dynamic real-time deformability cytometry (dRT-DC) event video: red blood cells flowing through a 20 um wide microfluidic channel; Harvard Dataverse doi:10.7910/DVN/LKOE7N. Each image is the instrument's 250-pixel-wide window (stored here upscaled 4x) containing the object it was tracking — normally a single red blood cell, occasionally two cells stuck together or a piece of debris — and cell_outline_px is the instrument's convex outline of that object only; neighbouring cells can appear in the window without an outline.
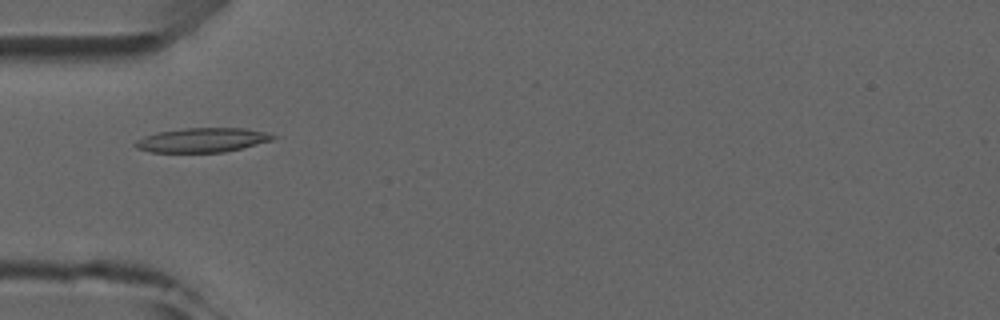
{"species": "common noctule bat (a hibernating species)", "species_latin": "Nyctalus noctula", "temperature_condition": "room temperature", "stored_images_in_passage": 4, "camera_frame_rate_fps": 3000, "um_per_image_px": 0.085, "animal": {"sex": "male", "forearm_length_mm": 52.5}, "frame": {"image": 1, "passage_image": 4, "time_ms": 4.333, "image_size_px": [1000, 320], "cell_outline_px": [[276, 136], [272, 140], [224, 152], [152, 152], [136, 148], [132, 144], [136, 140], [144, 136], [156, 132], [184, 128], [244, 128], [264, 132]], "centroid_in_image_um": [17.12, 11.9], "position_along_channel_um": 67.9, "area_um2": 19.36}}